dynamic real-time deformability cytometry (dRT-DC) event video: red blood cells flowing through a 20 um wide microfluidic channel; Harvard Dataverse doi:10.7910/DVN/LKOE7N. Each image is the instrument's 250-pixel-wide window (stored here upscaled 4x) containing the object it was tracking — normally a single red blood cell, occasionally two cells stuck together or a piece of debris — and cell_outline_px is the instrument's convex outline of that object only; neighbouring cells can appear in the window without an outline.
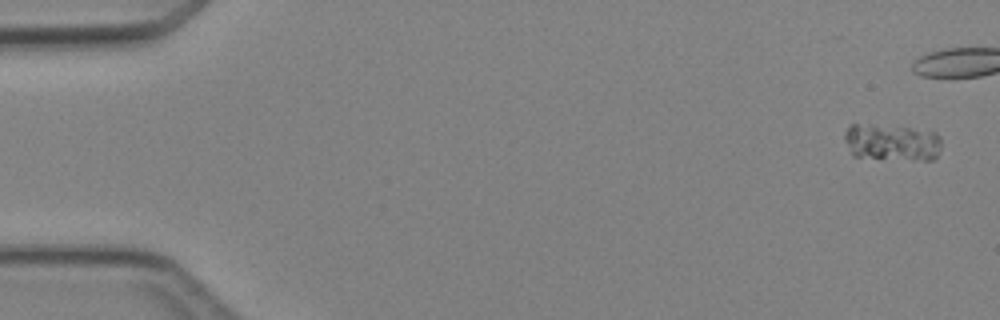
{"species": "Egyptian fruit bat (a non-hibernating species)", "species_latin": "Rousettus aegyptiacus", "temperature_condition": "cold", "stored_images_in_passage": 6, "camera_frame_rate_fps": 3000, "um_per_image_px": 0.085, "animal": {"sex": "female"}, "frame": {"image": 1, "passage_image": 1, "time_ms": 0.0, "image_size_px": [1000, 320], "cell_outline_px": [[940, 148], [936, 156], [932, 160], [912, 160], [852, 156], [844, 140], [844, 132], [852, 124], [872, 124], [912, 128], [936, 132], [940, 136]], "centroid_in_image_um": [75.8, 12.09], "position_along_channel_um": 9.2, "area_um2": 20.98}}